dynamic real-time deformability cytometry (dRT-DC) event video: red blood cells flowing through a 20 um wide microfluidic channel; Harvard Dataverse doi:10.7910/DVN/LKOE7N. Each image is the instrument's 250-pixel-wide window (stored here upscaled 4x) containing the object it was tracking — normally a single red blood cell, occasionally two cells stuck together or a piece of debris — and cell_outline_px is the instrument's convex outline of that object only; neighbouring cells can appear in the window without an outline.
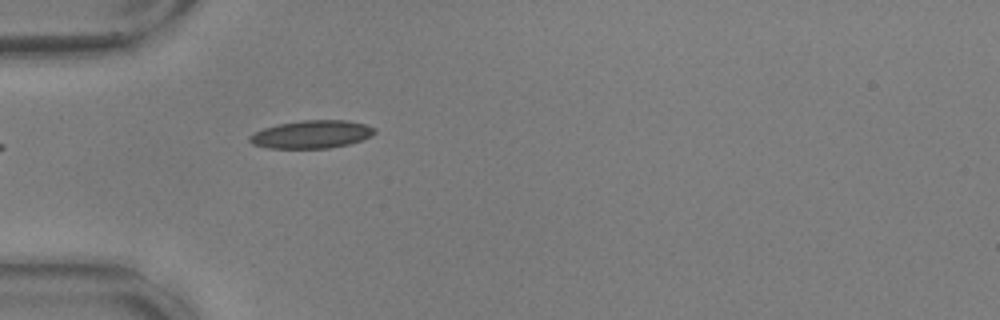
{"species": "common noctule bat (a hibernating species)", "species_latin": "Nyctalus noctula", "temperature_condition": "warm", "stored_images_in_passage": 18, "camera_frame_rate_fps": 3000, "um_per_image_px": 0.085, "animal": {"sex": "male", "body_mass_g": 17.9, "forearm_length_mm": 54.2}, "frame": {"image": 1, "passage_image": 1, "time_ms": 0.0, "image_size_px": [1000, 320], "cell_outline_px": [[376, 132], [360, 140], [348, 144], [328, 148], [268, 148], [252, 144], [248, 140], [248, 136], [264, 128], [276, 124], [304, 120], [344, 120], [364, 124], [376, 128]], "centroid_in_image_um": [26.44, 11.42], "position_along_channel_um": 58.6, "area_um2": 20.17}}
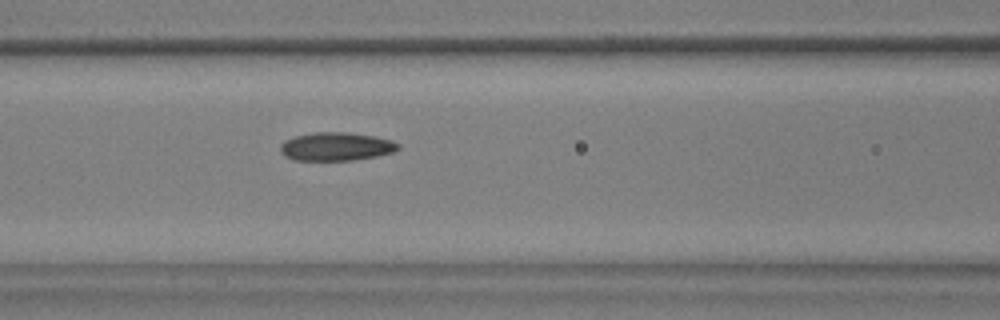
{"frame": {"image": 2, "passage_image": 8, "time_ms": 2.333, "image_size_px": [1000, 320], "cell_outline_px": [[400, 148], [392, 152], [376, 156], [352, 160], [292, 160], [284, 156], [280, 152], [280, 144], [284, 140], [296, 136], [312, 132], [344, 132], [372, 136], [392, 140], [400, 144]], "centroid_in_image_um": [28.53, 12.46], "position_along_channel_um": 138.1, "area_um2": 19.48}}